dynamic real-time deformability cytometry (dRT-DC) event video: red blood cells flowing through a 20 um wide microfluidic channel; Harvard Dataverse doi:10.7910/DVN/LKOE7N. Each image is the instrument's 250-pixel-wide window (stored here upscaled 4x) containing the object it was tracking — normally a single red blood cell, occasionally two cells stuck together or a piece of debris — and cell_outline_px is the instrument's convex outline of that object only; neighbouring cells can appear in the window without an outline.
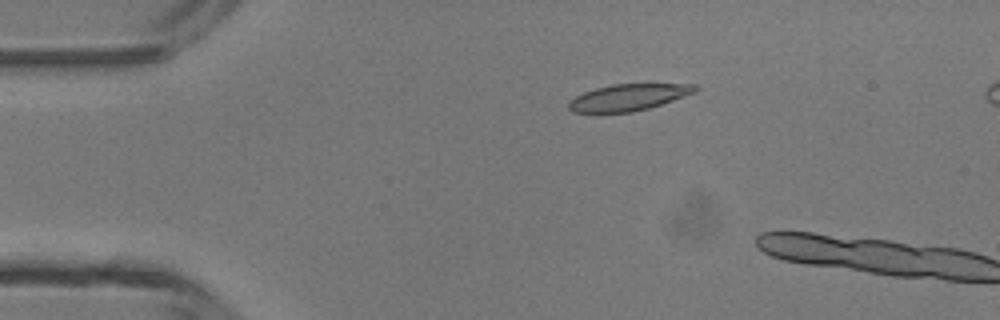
{"species": "common noctule bat (a hibernating species)", "species_latin": "Nyctalus noctula", "temperature_condition": "room temperature", "stored_images_in_passage": 4, "camera_frame_rate_fps": 3000, "um_per_image_px": 0.085, "animal": {"sex": "male", "body_mass_g": 13.3}, "frame": {"image": 1, "passage_image": 3, "time_ms": 2.0, "image_size_px": [1000, 320], "cell_outline_px": [[700, 88], [696, 92], [648, 108], [632, 112], [596, 116], [572, 112], [568, 108], [568, 100], [584, 92], [596, 88], [612, 84], [696, 84]], "centroid_in_image_um": [53.3, 8.32], "position_along_channel_um": 31.7, "area_um2": 20.29}}